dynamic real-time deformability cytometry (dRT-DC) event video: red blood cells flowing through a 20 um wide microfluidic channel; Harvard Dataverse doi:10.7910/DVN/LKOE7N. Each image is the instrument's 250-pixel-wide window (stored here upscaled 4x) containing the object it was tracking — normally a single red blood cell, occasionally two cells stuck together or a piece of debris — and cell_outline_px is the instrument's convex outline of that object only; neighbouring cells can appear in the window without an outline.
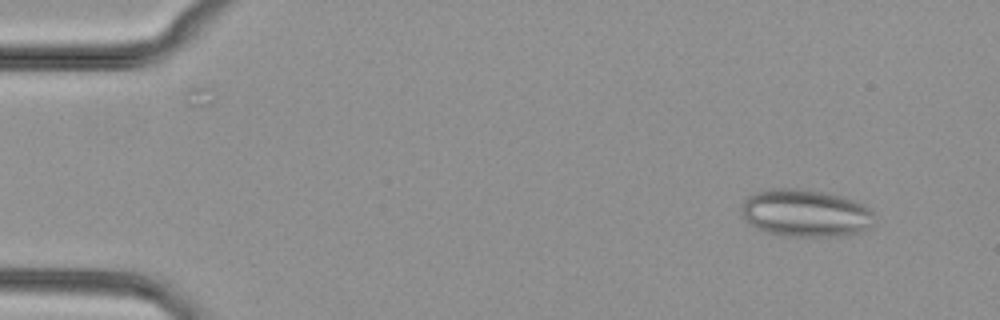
{"species": "common noctule bat (a hibernating species)", "species_latin": "Nyctalus noctula", "temperature_condition": "cold", "stored_images_in_passage": 51, "camera_frame_rate_fps": 3000, "um_per_image_px": 0.085, "animal": {"sex": "female", "body_mass_g": 29.2, "forearm_length_mm": 56.3}, "frame": {"image": 1, "passage_image": 5, "time_ms": 1.333, "image_size_px": [1000, 320], "cell_outline_px": [[872, 228], [848, 236], [784, 236], [768, 232], [756, 228], [744, 220], [744, 200], [748, 196], [756, 192], [768, 188], [808, 188], [840, 196], [852, 200], [868, 208], [872, 212]], "centroid_in_image_um": [68.47, 18.11], "position_along_channel_um": 16.5, "area_um2": 36.82}}
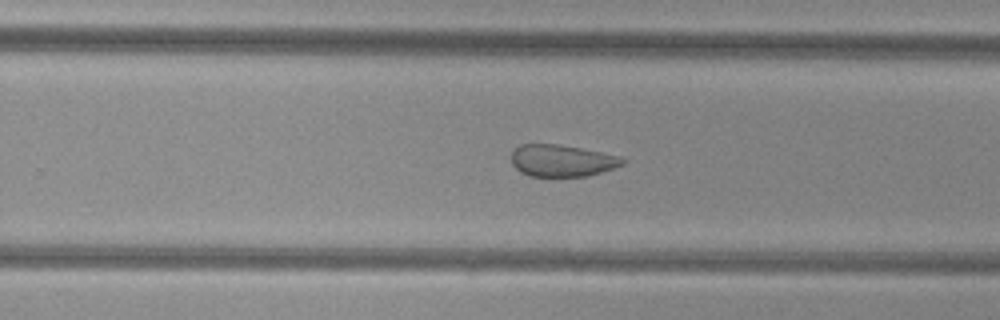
{"frame": {"image": 2, "passage_image": 33, "time_ms": 10.667, "image_size_px": [1000, 320], "cell_outline_px": [[628, 160], [624, 164], [588, 176], [528, 176], [520, 172], [512, 164], [512, 152], [520, 144], [560, 144], [620, 156]], "centroid_in_image_um": [47.76, 13.65], "position_along_channel_um": 282.0, "area_um2": 20.63}}
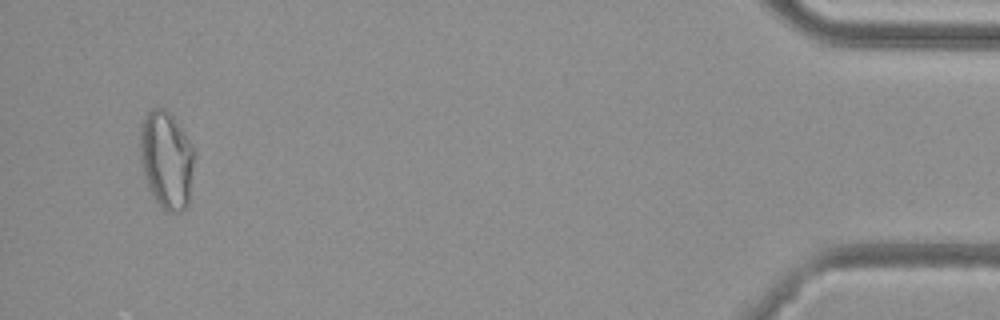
{"frame": {"image": 3, "passage_image": 49, "time_ms": 16.0, "image_size_px": [1000, 320], "cell_outline_px": [[196, 152], [188, 208], [180, 212], [168, 212], [160, 208], [152, 196], [148, 188], [144, 176], [140, 160], [140, 124], [144, 116], [152, 108], [164, 108], [176, 120], [192, 144]], "centroid_in_image_um": [14.16, 13.62], "position_along_channel_um": 421.0, "area_um2": 31.67}}